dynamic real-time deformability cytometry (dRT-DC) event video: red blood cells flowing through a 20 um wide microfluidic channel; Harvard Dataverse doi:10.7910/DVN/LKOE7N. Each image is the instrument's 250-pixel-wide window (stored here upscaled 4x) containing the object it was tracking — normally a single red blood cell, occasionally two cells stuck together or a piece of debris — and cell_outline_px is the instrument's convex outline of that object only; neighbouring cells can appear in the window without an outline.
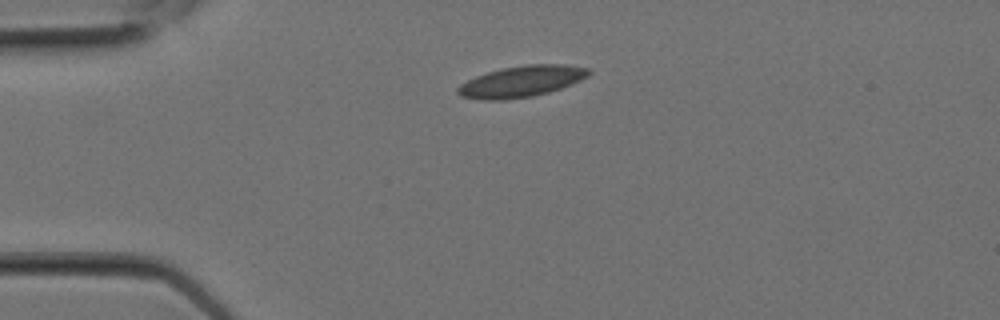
{"species": "Egyptian fruit bat (a non-hibernating species)", "species_latin": "Rousettus aegyptiacus", "temperature_condition": "room temperature", "stored_images_in_passage": 1, "camera_frame_rate_fps": 3000, "um_per_image_px": 0.085, "animal": {"sex": "female"}, "frame": {"image": 1, "passage_image": 1, "time_ms": 0.0, "image_size_px": [1000, 320], "cell_outline_px": [[592, 72], [588, 76], [572, 84], [548, 92], [532, 96], [504, 100], [480, 100], [460, 96], [456, 92], [456, 88], [460, 84], [476, 76], [488, 72], [504, 68], [524, 64], [564, 64], [588, 68]], "centroid_in_image_um": [44.31, 6.92], "position_along_channel_um": 40.7, "area_um2": 23.81}}